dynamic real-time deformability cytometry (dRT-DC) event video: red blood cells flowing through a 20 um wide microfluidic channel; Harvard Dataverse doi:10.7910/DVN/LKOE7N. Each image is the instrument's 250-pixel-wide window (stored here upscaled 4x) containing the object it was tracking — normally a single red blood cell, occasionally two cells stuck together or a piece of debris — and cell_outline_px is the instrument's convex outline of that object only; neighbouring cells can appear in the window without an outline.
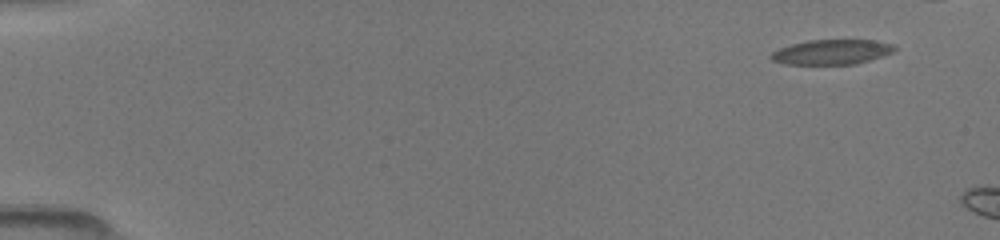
{"species": "common noctule bat (a hibernating species)", "species_latin": "Nyctalus noctula", "temperature_condition": "room temperature", "stored_images_in_passage": 7, "camera_frame_rate_fps": 3000, "um_per_image_px": 0.085, "animal": {"sex": "female", "body_mass_g": 19.5, "forearm_length_mm": 54.1}, "frame": {"image": 1, "passage_image": 1, "time_ms": 0.0, "image_size_px": [1000, 240], "cell_outline_px": [[896, 48], [892, 52], [856, 64], [784, 64], [772, 60], [768, 56], [772, 52], [780, 48], [792, 44], [808, 40], [872, 40], [892, 44]], "centroid_in_image_um": [70.64, 4.42], "position_along_channel_um": 14.4, "area_um2": 17.69}}